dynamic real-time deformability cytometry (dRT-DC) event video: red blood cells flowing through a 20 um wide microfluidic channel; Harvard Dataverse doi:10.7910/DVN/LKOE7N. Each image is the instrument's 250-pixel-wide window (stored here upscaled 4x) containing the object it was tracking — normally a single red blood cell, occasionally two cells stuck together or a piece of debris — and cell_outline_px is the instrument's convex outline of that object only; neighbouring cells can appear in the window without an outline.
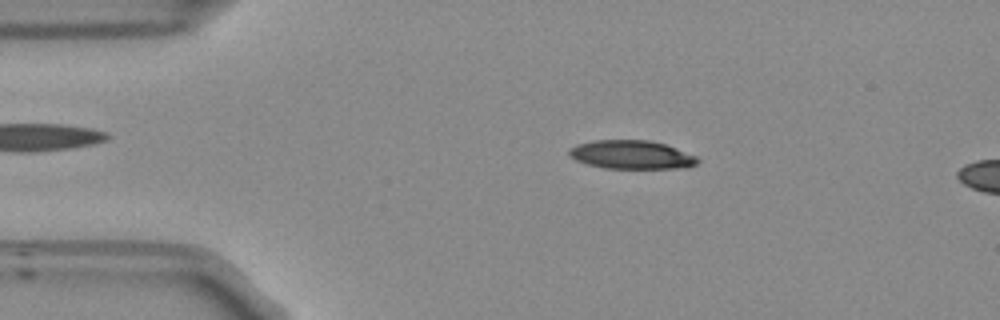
{"species": "Egyptian fruit bat (a non-hibernating species)", "species_latin": "Rousettus aegyptiacus", "temperature_condition": "room temperature", "stored_images_in_passage": 7, "camera_frame_rate_fps": 3000, "um_per_image_px": 0.085, "frame": {"image": 1, "passage_image": 3, "time_ms": 0.667, "image_size_px": [1000, 320], "cell_outline_px": [[700, 160], [696, 164], [688, 168], [604, 168], [588, 164], [576, 160], [568, 156], [568, 148], [576, 144], [592, 140], [648, 140], [664, 144], [676, 148], [696, 156]], "centroid_in_image_um": [53.65, 13.15], "position_along_channel_um": 31.4, "area_um2": 21.5}}